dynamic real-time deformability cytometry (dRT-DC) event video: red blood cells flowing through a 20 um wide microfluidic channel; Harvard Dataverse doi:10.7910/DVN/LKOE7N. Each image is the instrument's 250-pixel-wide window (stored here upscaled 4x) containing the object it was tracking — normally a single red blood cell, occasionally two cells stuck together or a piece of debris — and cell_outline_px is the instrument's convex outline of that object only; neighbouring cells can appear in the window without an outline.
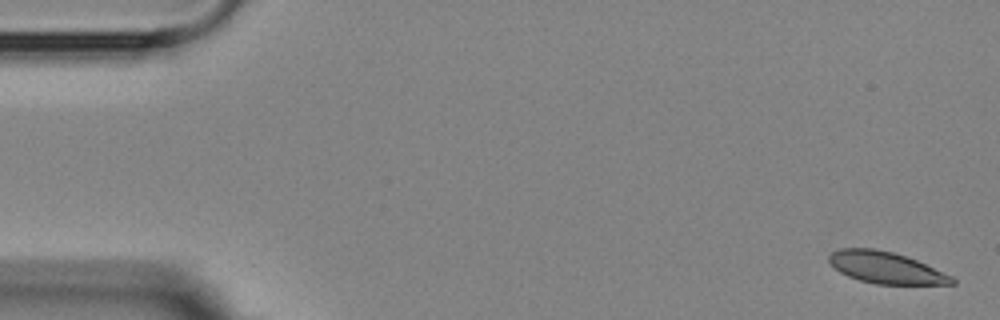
{"species": "Egyptian fruit bat (a non-hibernating species)", "species_latin": "Rousettus aegyptiacus", "temperature_condition": "room temperature", "stored_images_in_passage": 4, "camera_frame_rate_fps": 3000, "um_per_image_px": 0.085, "animal": {"sex": "female"}, "frame": {"image": 1, "passage_image": 1, "time_ms": 0.0, "image_size_px": [1000, 320], "cell_outline_px": [[956, 284], [876, 284], [860, 280], [848, 276], [840, 272], [828, 260], [828, 256], [832, 252], [840, 248], [872, 248], [892, 252], [916, 260], [952, 276], [956, 280]], "centroid_in_image_um": [75.29, 22.75], "position_along_channel_um": 9.7, "area_um2": 22.37}}
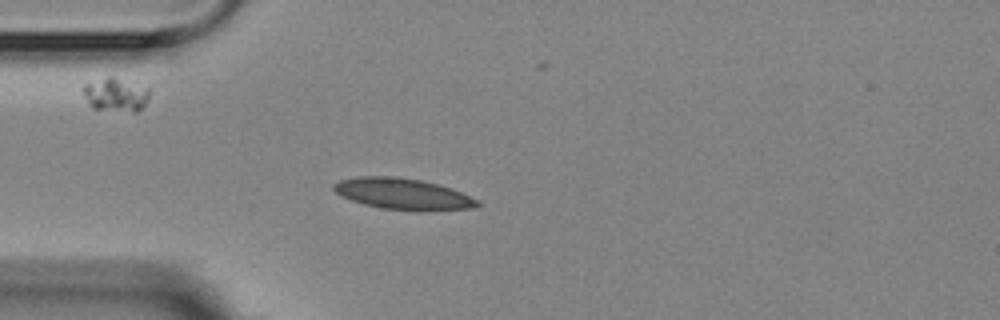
{"frame": {"image": 2, "passage_image": 4, "time_ms": 4.333, "image_size_px": [1000, 320], "cell_outline_px": [[480, 204], [472, 208], [380, 208], [364, 204], [340, 196], [332, 188], [332, 184], [340, 180], [356, 176], [396, 176], [420, 180], [452, 188], [480, 200]], "centroid_in_image_um": [34.15, 16.42], "position_along_channel_um": 50.8, "area_um2": 25.14}}